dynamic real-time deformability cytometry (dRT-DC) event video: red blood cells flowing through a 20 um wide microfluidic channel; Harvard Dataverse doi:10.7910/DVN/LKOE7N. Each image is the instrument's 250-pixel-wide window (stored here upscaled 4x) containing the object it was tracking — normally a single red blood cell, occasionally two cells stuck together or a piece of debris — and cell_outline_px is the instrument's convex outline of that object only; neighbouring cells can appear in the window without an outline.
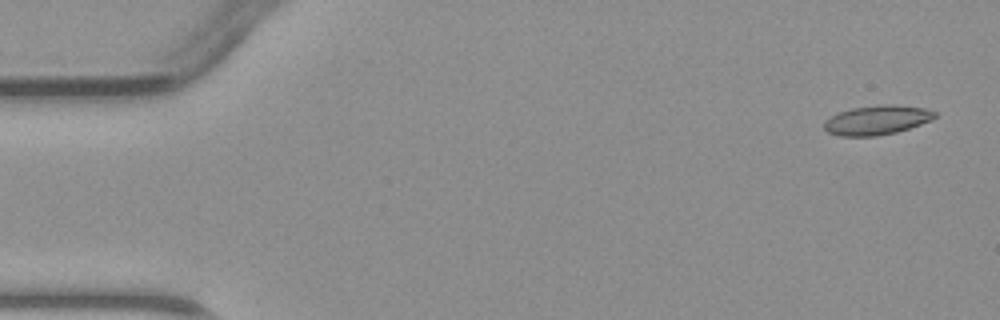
{"species": "common noctule bat (a hibernating species)", "species_latin": "Nyctalus noctula", "temperature_condition": "warm", "stored_images_in_passage": 3, "camera_frame_rate_fps": 3000, "um_per_image_px": 0.085, "animal": {"sex": "male", "body_mass_g": 23.1, "forearm_length_mm": 52.7}, "frame": {"image": 1, "passage_image": 1, "time_ms": 0.0, "image_size_px": [1000, 320], "cell_outline_px": [[936, 116], [932, 120], [896, 132], [876, 136], [840, 136], [828, 132], [824, 128], [824, 120], [836, 112], [852, 108], [880, 104], [892, 104], [924, 108], [936, 112]], "centroid_in_image_um": [74.5, 10.19], "position_along_channel_um": 10.5, "area_um2": 19.02}}
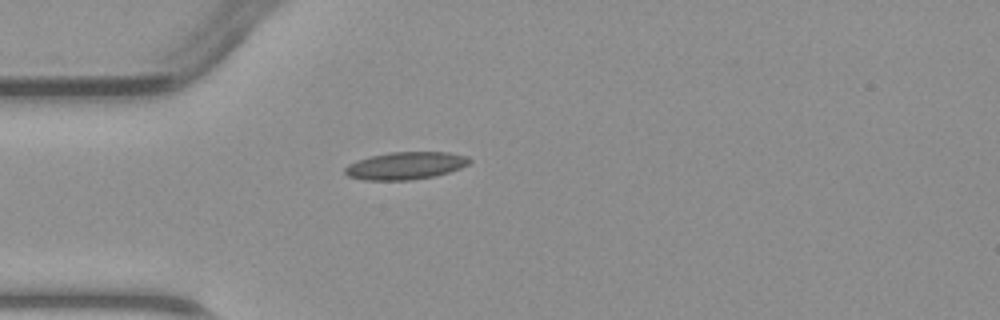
{"frame": {"image": 2, "passage_image": 3, "time_ms": 3.667, "image_size_px": [1000, 320], "cell_outline_px": [[472, 160], [468, 164], [460, 168], [436, 176], [412, 180], [364, 180], [348, 176], [344, 172], [344, 168], [348, 164], [356, 160], [368, 156], [388, 152], [448, 152], [468, 156]], "centroid_in_image_um": [34.45, 14.08], "position_along_channel_um": 50.5, "area_um2": 20.17}}